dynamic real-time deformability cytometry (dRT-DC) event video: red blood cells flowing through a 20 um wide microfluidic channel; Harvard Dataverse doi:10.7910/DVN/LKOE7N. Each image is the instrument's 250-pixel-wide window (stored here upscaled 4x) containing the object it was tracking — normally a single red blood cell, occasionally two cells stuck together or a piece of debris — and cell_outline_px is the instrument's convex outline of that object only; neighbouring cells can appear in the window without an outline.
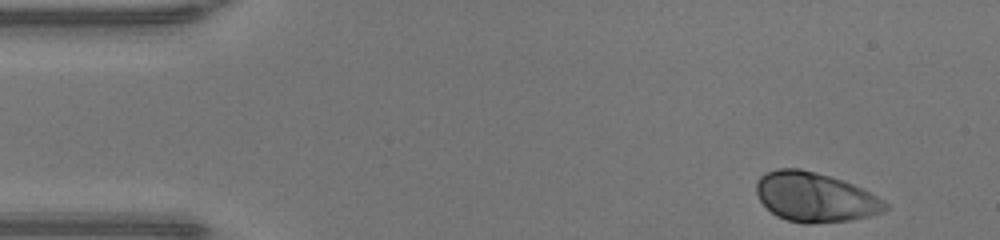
{"species": "human", "species_latin": "Homo sapiens", "temperature_condition": "warm", "stored_images_in_passage": 45, "camera_frame_rate_fps": 3000, "um_per_image_px": 0.085, "donor": {"sex": "male"}, "frame": {"image": 1, "passage_image": 1, "time_ms": 0.0, "image_size_px": [1000, 240], "cell_outline_px": [[888, 208], [884, 212], [852, 220], [812, 224], [804, 224], [788, 220], [776, 216], [760, 200], [756, 192], [756, 180], [764, 172], [776, 168], [800, 168], [816, 172], [864, 188], [884, 200], [888, 204]], "centroid_in_image_um": [69.28, 16.76], "position_along_channel_um": 15.7, "area_um2": 37.4}}
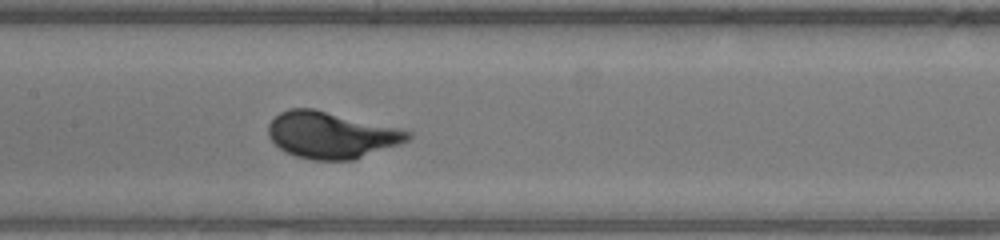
{"frame": {"image": 2, "passage_image": 20, "time_ms": 6.333, "image_size_px": [1000, 240], "cell_outline_px": [[412, 136], [408, 140], [400, 144], [352, 160], [312, 160], [296, 156], [284, 152], [268, 136], [268, 124], [280, 112], [288, 108], [312, 108], [400, 128], [412, 132]], "centroid_in_image_um": [28.15, 11.48], "position_along_channel_um": 179.3, "area_um2": 37.8}}
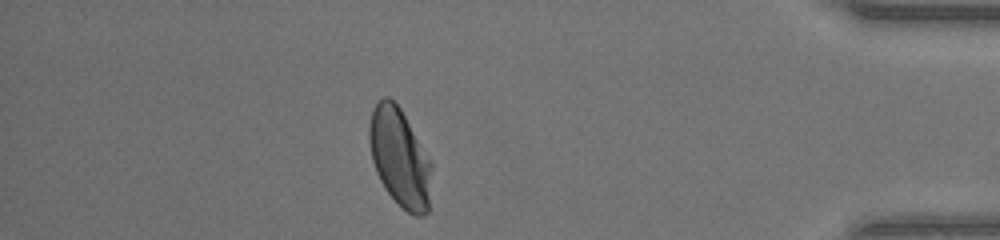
{"frame": {"image": 3, "passage_image": 39, "time_ms": 12.667, "image_size_px": [1000, 240], "cell_outline_px": [[432, 164], [428, 212], [424, 216], [416, 216], [408, 212], [384, 188], [376, 172], [372, 160], [368, 140], [368, 124], [372, 108], [384, 96], [388, 96], [400, 108]], "centroid_in_image_um": [33.95, 13.39], "position_along_channel_um": 401.3, "area_um2": 35.43}, "authors_computed_cell_mechanics": {"area_um2": 36.3562, "velocity_mm_per_s": 4.2422, "shape_relaxation_time_tau1_ms": 1.9912, "shape_relaxation_time_tau2_ms": null, "deformation_change_tau1": 0.1443, "deformation_change_tau2": null}}